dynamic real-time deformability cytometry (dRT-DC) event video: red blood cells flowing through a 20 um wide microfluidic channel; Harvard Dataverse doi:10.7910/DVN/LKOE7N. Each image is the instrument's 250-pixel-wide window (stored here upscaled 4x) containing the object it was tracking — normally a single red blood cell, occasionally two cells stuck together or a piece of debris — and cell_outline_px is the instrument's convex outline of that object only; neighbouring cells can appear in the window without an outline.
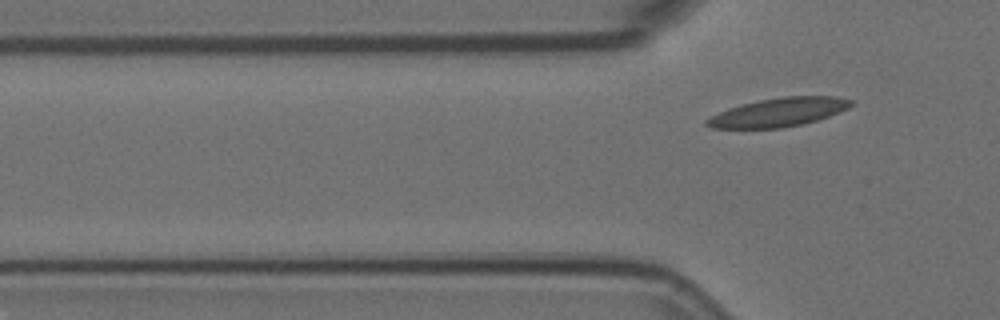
{"species": "Egyptian fruit bat (a non-hibernating species)", "species_latin": "Rousettus aegyptiacus", "temperature_condition": "room temperature", "stored_images_in_passage": 7, "segment_of_instrument_passage": [2, 2], "camera_frame_rate_fps": 3000, "um_per_image_px": 0.085, "animal": {"sex": "female"}, "frame": {"image": 1, "passage_image": 7, "time_ms": 2.0, "image_size_px": [1000, 320], "cell_outline_px": [[852, 104], [848, 108], [840, 112], [804, 124], [780, 128], [712, 128], [704, 124], [704, 120], [728, 108], [740, 104], [760, 100], [784, 96], [836, 96], [852, 100]], "centroid_in_image_um": [66.17, 9.54], "position_along_channel_um": 59.6, "area_um2": 24.04}}